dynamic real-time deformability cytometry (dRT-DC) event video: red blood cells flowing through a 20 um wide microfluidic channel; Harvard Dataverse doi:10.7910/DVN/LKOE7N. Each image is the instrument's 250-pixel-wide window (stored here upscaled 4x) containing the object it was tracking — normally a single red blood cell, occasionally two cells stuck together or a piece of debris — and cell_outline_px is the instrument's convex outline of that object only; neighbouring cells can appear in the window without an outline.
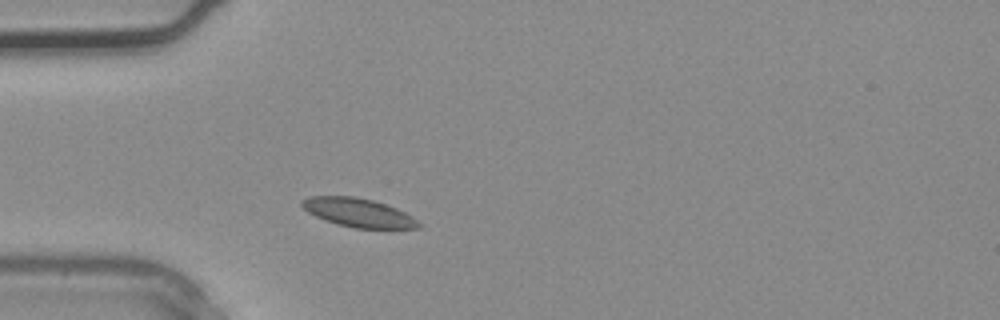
{"species": "common noctule bat (a hibernating species)", "species_latin": "Nyctalus noctula", "temperature_condition": "warm", "stored_images_in_passage": 2, "camera_frame_rate_fps": 3000, "um_per_image_px": 0.085, "animal": {"sex": "male", "body_mass_g": 20.4}, "frame": {"image": 1, "passage_image": 2, "time_ms": 0.333, "image_size_px": [1000, 320], "cell_outline_px": [[420, 228], [356, 228], [336, 224], [324, 220], [308, 212], [300, 204], [300, 200], [308, 196], [356, 196], [372, 200], [396, 208], [412, 216], [420, 224]], "centroid_in_image_um": [30.41, 18.06], "position_along_channel_um": 54.6, "area_um2": 19.42}}